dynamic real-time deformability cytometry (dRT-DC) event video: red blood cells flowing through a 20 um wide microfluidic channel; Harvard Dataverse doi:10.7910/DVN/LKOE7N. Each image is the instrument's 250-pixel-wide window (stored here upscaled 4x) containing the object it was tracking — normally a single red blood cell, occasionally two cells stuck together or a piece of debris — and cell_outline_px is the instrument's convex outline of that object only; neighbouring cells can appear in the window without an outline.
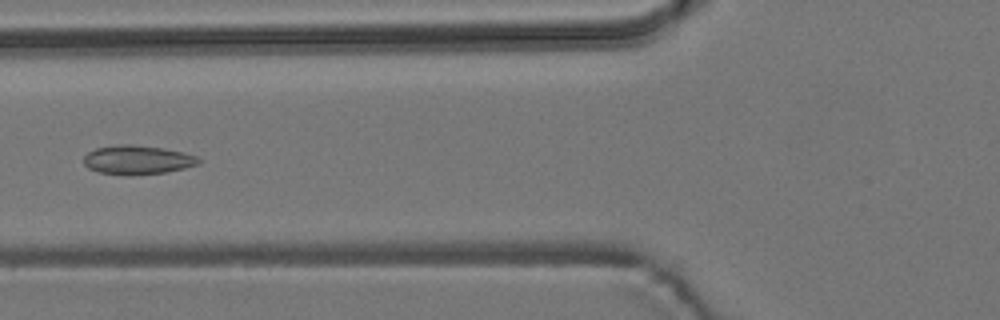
{"species": "common noctule bat (a hibernating species)", "species_latin": "Nyctalus noctula", "temperature_condition": "room temperature", "stored_images_in_passage": 6, "camera_frame_rate_fps": 3000, "um_per_image_px": 0.085, "animal": {"sex": "male", "body_mass_g": 19.2, "forearm_length_mm": 51.8}, "frame": {"image": 1, "passage_image": 6, "time_ms": 6.0, "image_size_px": [1000, 320], "cell_outline_px": [[200, 164], [184, 168], [164, 172], [100, 172], [88, 168], [84, 164], [84, 156], [88, 152], [96, 148], [120, 144], [132, 144], [164, 148], [184, 152], [196, 156], [200, 160]], "centroid_in_image_um": [11.71, 13.53], "position_along_channel_um": 114.1, "area_um2": 18.55}}